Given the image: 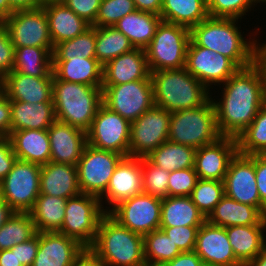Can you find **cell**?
Masks as SVG:
<instances>
[{"label": "cell", "mask_w": 266, "mask_h": 266, "mask_svg": "<svg viewBox=\"0 0 266 266\" xmlns=\"http://www.w3.org/2000/svg\"><path fill=\"white\" fill-rule=\"evenodd\" d=\"M220 137L212 99L200 107L171 113L168 140L173 143L198 149Z\"/></svg>", "instance_id": "6"}, {"label": "cell", "mask_w": 266, "mask_h": 266, "mask_svg": "<svg viewBox=\"0 0 266 266\" xmlns=\"http://www.w3.org/2000/svg\"><path fill=\"white\" fill-rule=\"evenodd\" d=\"M135 10L133 0H101L95 26H114L121 18Z\"/></svg>", "instance_id": "45"}, {"label": "cell", "mask_w": 266, "mask_h": 266, "mask_svg": "<svg viewBox=\"0 0 266 266\" xmlns=\"http://www.w3.org/2000/svg\"><path fill=\"white\" fill-rule=\"evenodd\" d=\"M266 217L256 225L226 227V234L236 259L247 266L266 247Z\"/></svg>", "instance_id": "26"}, {"label": "cell", "mask_w": 266, "mask_h": 266, "mask_svg": "<svg viewBox=\"0 0 266 266\" xmlns=\"http://www.w3.org/2000/svg\"><path fill=\"white\" fill-rule=\"evenodd\" d=\"M51 162L77 166L87 144L86 132L55 120L48 129Z\"/></svg>", "instance_id": "22"}, {"label": "cell", "mask_w": 266, "mask_h": 266, "mask_svg": "<svg viewBox=\"0 0 266 266\" xmlns=\"http://www.w3.org/2000/svg\"><path fill=\"white\" fill-rule=\"evenodd\" d=\"M65 0H40L41 7L52 3H63Z\"/></svg>", "instance_id": "64"}, {"label": "cell", "mask_w": 266, "mask_h": 266, "mask_svg": "<svg viewBox=\"0 0 266 266\" xmlns=\"http://www.w3.org/2000/svg\"><path fill=\"white\" fill-rule=\"evenodd\" d=\"M0 266H23L17 257V245L0 251Z\"/></svg>", "instance_id": "58"}, {"label": "cell", "mask_w": 266, "mask_h": 266, "mask_svg": "<svg viewBox=\"0 0 266 266\" xmlns=\"http://www.w3.org/2000/svg\"><path fill=\"white\" fill-rule=\"evenodd\" d=\"M237 152L236 138L225 136L196 149L194 170L198 179L223 181L229 163Z\"/></svg>", "instance_id": "18"}, {"label": "cell", "mask_w": 266, "mask_h": 266, "mask_svg": "<svg viewBox=\"0 0 266 266\" xmlns=\"http://www.w3.org/2000/svg\"><path fill=\"white\" fill-rule=\"evenodd\" d=\"M10 99L0 90V139L9 138L11 133Z\"/></svg>", "instance_id": "54"}, {"label": "cell", "mask_w": 266, "mask_h": 266, "mask_svg": "<svg viewBox=\"0 0 266 266\" xmlns=\"http://www.w3.org/2000/svg\"><path fill=\"white\" fill-rule=\"evenodd\" d=\"M257 0H207V11L210 17L242 19Z\"/></svg>", "instance_id": "46"}, {"label": "cell", "mask_w": 266, "mask_h": 266, "mask_svg": "<svg viewBox=\"0 0 266 266\" xmlns=\"http://www.w3.org/2000/svg\"><path fill=\"white\" fill-rule=\"evenodd\" d=\"M223 95L212 102L221 136L238 138L266 103L261 71L254 63L238 69L224 84Z\"/></svg>", "instance_id": "1"}, {"label": "cell", "mask_w": 266, "mask_h": 266, "mask_svg": "<svg viewBox=\"0 0 266 266\" xmlns=\"http://www.w3.org/2000/svg\"><path fill=\"white\" fill-rule=\"evenodd\" d=\"M189 42L190 29L161 20L145 48L149 71L184 68Z\"/></svg>", "instance_id": "7"}, {"label": "cell", "mask_w": 266, "mask_h": 266, "mask_svg": "<svg viewBox=\"0 0 266 266\" xmlns=\"http://www.w3.org/2000/svg\"><path fill=\"white\" fill-rule=\"evenodd\" d=\"M265 217L257 207L240 203L225 195L206 220L213 225L226 228L237 225H256Z\"/></svg>", "instance_id": "31"}, {"label": "cell", "mask_w": 266, "mask_h": 266, "mask_svg": "<svg viewBox=\"0 0 266 266\" xmlns=\"http://www.w3.org/2000/svg\"><path fill=\"white\" fill-rule=\"evenodd\" d=\"M247 266H266V247Z\"/></svg>", "instance_id": "63"}, {"label": "cell", "mask_w": 266, "mask_h": 266, "mask_svg": "<svg viewBox=\"0 0 266 266\" xmlns=\"http://www.w3.org/2000/svg\"><path fill=\"white\" fill-rule=\"evenodd\" d=\"M71 266H107L97 255L90 249L84 248L76 257Z\"/></svg>", "instance_id": "56"}, {"label": "cell", "mask_w": 266, "mask_h": 266, "mask_svg": "<svg viewBox=\"0 0 266 266\" xmlns=\"http://www.w3.org/2000/svg\"><path fill=\"white\" fill-rule=\"evenodd\" d=\"M136 10L160 15L162 0H133Z\"/></svg>", "instance_id": "57"}, {"label": "cell", "mask_w": 266, "mask_h": 266, "mask_svg": "<svg viewBox=\"0 0 266 266\" xmlns=\"http://www.w3.org/2000/svg\"><path fill=\"white\" fill-rule=\"evenodd\" d=\"M17 159L47 164L51 161V146L48 130H17L9 135Z\"/></svg>", "instance_id": "27"}, {"label": "cell", "mask_w": 266, "mask_h": 266, "mask_svg": "<svg viewBox=\"0 0 266 266\" xmlns=\"http://www.w3.org/2000/svg\"><path fill=\"white\" fill-rule=\"evenodd\" d=\"M43 8L48 18L49 34L54 46L81 35L91 27L64 3H52Z\"/></svg>", "instance_id": "30"}, {"label": "cell", "mask_w": 266, "mask_h": 266, "mask_svg": "<svg viewBox=\"0 0 266 266\" xmlns=\"http://www.w3.org/2000/svg\"><path fill=\"white\" fill-rule=\"evenodd\" d=\"M132 49L129 39L114 26H96L95 57L102 66Z\"/></svg>", "instance_id": "38"}, {"label": "cell", "mask_w": 266, "mask_h": 266, "mask_svg": "<svg viewBox=\"0 0 266 266\" xmlns=\"http://www.w3.org/2000/svg\"><path fill=\"white\" fill-rule=\"evenodd\" d=\"M200 226L160 227L182 252L195 249L197 233Z\"/></svg>", "instance_id": "48"}, {"label": "cell", "mask_w": 266, "mask_h": 266, "mask_svg": "<svg viewBox=\"0 0 266 266\" xmlns=\"http://www.w3.org/2000/svg\"><path fill=\"white\" fill-rule=\"evenodd\" d=\"M196 149L169 140L162 143L146 158L155 166L168 172L194 168Z\"/></svg>", "instance_id": "37"}, {"label": "cell", "mask_w": 266, "mask_h": 266, "mask_svg": "<svg viewBox=\"0 0 266 266\" xmlns=\"http://www.w3.org/2000/svg\"><path fill=\"white\" fill-rule=\"evenodd\" d=\"M257 1H258L259 3H262V2H263V3H264V2L266 3V0H257Z\"/></svg>", "instance_id": "66"}, {"label": "cell", "mask_w": 266, "mask_h": 266, "mask_svg": "<svg viewBox=\"0 0 266 266\" xmlns=\"http://www.w3.org/2000/svg\"><path fill=\"white\" fill-rule=\"evenodd\" d=\"M194 252L203 264L211 266H243L235 257L226 228L207 220L199 227Z\"/></svg>", "instance_id": "20"}, {"label": "cell", "mask_w": 266, "mask_h": 266, "mask_svg": "<svg viewBox=\"0 0 266 266\" xmlns=\"http://www.w3.org/2000/svg\"><path fill=\"white\" fill-rule=\"evenodd\" d=\"M258 51L266 58V43L262 45L258 43Z\"/></svg>", "instance_id": "65"}, {"label": "cell", "mask_w": 266, "mask_h": 266, "mask_svg": "<svg viewBox=\"0 0 266 266\" xmlns=\"http://www.w3.org/2000/svg\"><path fill=\"white\" fill-rule=\"evenodd\" d=\"M52 102L56 120L87 132L102 103V87L66 82L53 77Z\"/></svg>", "instance_id": "5"}, {"label": "cell", "mask_w": 266, "mask_h": 266, "mask_svg": "<svg viewBox=\"0 0 266 266\" xmlns=\"http://www.w3.org/2000/svg\"><path fill=\"white\" fill-rule=\"evenodd\" d=\"M254 168L259 197L266 207V154L254 155Z\"/></svg>", "instance_id": "52"}, {"label": "cell", "mask_w": 266, "mask_h": 266, "mask_svg": "<svg viewBox=\"0 0 266 266\" xmlns=\"http://www.w3.org/2000/svg\"><path fill=\"white\" fill-rule=\"evenodd\" d=\"M13 11L41 8L40 0H7Z\"/></svg>", "instance_id": "59"}, {"label": "cell", "mask_w": 266, "mask_h": 266, "mask_svg": "<svg viewBox=\"0 0 266 266\" xmlns=\"http://www.w3.org/2000/svg\"><path fill=\"white\" fill-rule=\"evenodd\" d=\"M161 20L160 15L135 10L121 18L114 27L129 39L134 48L145 49Z\"/></svg>", "instance_id": "33"}, {"label": "cell", "mask_w": 266, "mask_h": 266, "mask_svg": "<svg viewBox=\"0 0 266 266\" xmlns=\"http://www.w3.org/2000/svg\"><path fill=\"white\" fill-rule=\"evenodd\" d=\"M203 261L194 252H182L173 260L166 262L162 266H201Z\"/></svg>", "instance_id": "55"}, {"label": "cell", "mask_w": 266, "mask_h": 266, "mask_svg": "<svg viewBox=\"0 0 266 266\" xmlns=\"http://www.w3.org/2000/svg\"><path fill=\"white\" fill-rule=\"evenodd\" d=\"M80 193L77 166L51 161L41 165L40 194L68 199Z\"/></svg>", "instance_id": "25"}, {"label": "cell", "mask_w": 266, "mask_h": 266, "mask_svg": "<svg viewBox=\"0 0 266 266\" xmlns=\"http://www.w3.org/2000/svg\"><path fill=\"white\" fill-rule=\"evenodd\" d=\"M84 248L58 231L38 232V251L32 266H71Z\"/></svg>", "instance_id": "21"}, {"label": "cell", "mask_w": 266, "mask_h": 266, "mask_svg": "<svg viewBox=\"0 0 266 266\" xmlns=\"http://www.w3.org/2000/svg\"><path fill=\"white\" fill-rule=\"evenodd\" d=\"M170 172L153 165L146 157L142 158L143 192L161 199L169 196L168 180Z\"/></svg>", "instance_id": "44"}, {"label": "cell", "mask_w": 266, "mask_h": 266, "mask_svg": "<svg viewBox=\"0 0 266 266\" xmlns=\"http://www.w3.org/2000/svg\"><path fill=\"white\" fill-rule=\"evenodd\" d=\"M236 140L240 154H266V103Z\"/></svg>", "instance_id": "42"}, {"label": "cell", "mask_w": 266, "mask_h": 266, "mask_svg": "<svg viewBox=\"0 0 266 266\" xmlns=\"http://www.w3.org/2000/svg\"><path fill=\"white\" fill-rule=\"evenodd\" d=\"M198 181L194 168L170 172L168 180L169 196H190Z\"/></svg>", "instance_id": "47"}, {"label": "cell", "mask_w": 266, "mask_h": 266, "mask_svg": "<svg viewBox=\"0 0 266 266\" xmlns=\"http://www.w3.org/2000/svg\"><path fill=\"white\" fill-rule=\"evenodd\" d=\"M52 83L53 77H33L12 71L1 80V91L10 100L52 102Z\"/></svg>", "instance_id": "23"}, {"label": "cell", "mask_w": 266, "mask_h": 266, "mask_svg": "<svg viewBox=\"0 0 266 266\" xmlns=\"http://www.w3.org/2000/svg\"><path fill=\"white\" fill-rule=\"evenodd\" d=\"M13 12L7 0H0V22L7 19Z\"/></svg>", "instance_id": "62"}, {"label": "cell", "mask_w": 266, "mask_h": 266, "mask_svg": "<svg viewBox=\"0 0 266 266\" xmlns=\"http://www.w3.org/2000/svg\"><path fill=\"white\" fill-rule=\"evenodd\" d=\"M160 16L163 21L191 29L209 16L207 0H162Z\"/></svg>", "instance_id": "34"}, {"label": "cell", "mask_w": 266, "mask_h": 266, "mask_svg": "<svg viewBox=\"0 0 266 266\" xmlns=\"http://www.w3.org/2000/svg\"><path fill=\"white\" fill-rule=\"evenodd\" d=\"M11 132L17 130H48L56 120L53 102L29 103L10 100Z\"/></svg>", "instance_id": "28"}, {"label": "cell", "mask_w": 266, "mask_h": 266, "mask_svg": "<svg viewBox=\"0 0 266 266\" xmlns=\"http://www.w3.org/2000/svg\"><path fill=\"white\" fill-rule=\"evenodd\" d=\"M17 160L13 152L12 144L9 138L0 139V182L11 171L13 164Z\"/></svg>", "instance_id": "51"}, {"label": "cell", "mask_w": 266, "mask_h": 266, "mask_svg": "<svg viewBox=\"0 0 266 266\" xmlns=\"http://www.w3.org/2000/svg\"><path fill=\"white\" fill-rule=\"evenodd\" d=\"M201 266H211V265H209V264H202Z\"/></svg>", "instance_id": "67"}, {"label": "cell", "mask_w": 266, "mask_h": 266, "mask_svg": "<svg viewBox=\"0 0 266 266\" xmlns=\"http://www.w3.org/2000/svg\"><path fill=\"white\" fill-rule=\"evenodd\" d=\"M10 35L14 48L33 46L54 48L43 7L14 11L2 22Z\"/></svg>", "instance_id": "15"}, {"label": "cell", "mask_w": 266, "mask_h": 266, "mask_svg": "<svg viewBox=\"0 0 266 266\" xmlns=\"http://www.w3.org/2000/svg\"><path fill=\"white\" fill-rule=\"evenodd\" d=\"M14 212L15 211L0 196V228Z\"/></svg>", "instance_id": "60"}, {"label": "cell", "mask_w": 266, "mask_h": 266, "mask_svg": "<svg viewBox=\"0 0 266 266\" xmlns=\"http://www.w3.org/2000/svg\"><path fill=\"white\" fill-rule=\"evenodd\" d=\"M185 68L208 89L213 84H224L239 69L228 57L197 46L191 40L187 48Z\"/></svg>", "instance_id": "17"}, {"label": "cell", "mask_w": 266, "mask_h": 266, "mask_svg": "<svg viewBox=\"0 0 266 266\" xmlns=\"http://www.w3.org/2000/svg\"><path fill=\"white\" fill-rule=\"evenodd\" d=\"M150 75L145 49L134 48L103 66V84L119 85L146 79Z\"/></svg>", "instance_id": "24"}, {"label": "cell", "mask_w": 266, "mask_h": 266, "mask_svg": "<svg viewBox=\"0 0 266 266\" xmlns=\"http://www.w3.org/2000/svg\"><path fill=\"white\" fill-rule=\"evenodd\" d=\"M96 26H91L84 33L54 46L52 60H69L71 58H96Z\"/></svg>", "instance_id": "41"}, {"label": "cell", "mask_w": 266, "mask_h": 266, "mask_svg": "<svg viewBox=\"0 0 266 266\" xmlns=\"http://www.w3.org/2000/svg\"><path fill=\"white\" fill-rule=\"evenodd\" d=\"M254 63L261 71L264 83V93L266 97V58L257 50Z\"/></svg>", "instance_id": "61"}, {"label": "cell", "mask_w": 266, "mask_h": 266, "mask_svg": "<svg viewBox=\"0 0 266 266\" xmlns=\"http://www.w3.org/2000/svg\"><path fill=\"white\" fill-rule=\"evenodd\" d=\"M41 165L17 159L0 182V196L15 212H29L40 195Z\"/></svg>", "instance_id": "10"}, {"label": "cell", "mask_w": 266, "mask_h": 266, "mask_svg": "<svg viewBox=\"0 0 266 266\" xmlns=\"http://www.w3.org/2000/svg\"><path fill=\"white\" fill-rule=\"evenodd\" d=\"M52 72L58 80L102 87L103 66L96 58L52 60Z\"/></svg>", "instance_id": "29"}, {"label": "cell", "mask_w": 266, "mask_h": 266, "mask_svg": "<svg viewBox=\"0 0 266 266\" xmlns=\"http://www.w3.org/2000/svg\"><path fill=\"white\" fill-rule=\"evenodd\" d=\"M53 50L54 48L33 46L15 48L13 71L33 77H54Z\"/></svg>", "instance_id": "35"}, {"label": "cell", "mask_w": 266, "mask_h": 266, "mask_svg": "<svg viewBox=\"0 0 266 266\" xmlns=\"http://www.w3.org/2000/svg\"><path fill=\"white\" fill-rule=\"evenodd\" d=\"M140 193H143L142 158L126 156L116 166L106 192L100 197L101 205L105 198L107 205H111L104 209L108 213L111 207Z\"/></svg>", "instance_id": "19"}, {"label": "cell", "mask_w": 266, "mask_h": 266, "mask_svg": "<svg viewBox=\"0 0 266 266\" xmlns=\"http://www.w3.org/2000/svg\"><path fill=\"white\" fill-rule=\"evenodd\" d=\"M102 103L132 123L154 104L151 76L119 85H102Z\"/></svg>", "instance_id": "9"}, {"label": "cell", "mask_w": 266, "mask_h": 266, "mask_svg": "<svg viewBox=\"0 0 266 266\" xmlns=\"http://www.w3.org/2000/svg\"><path fill=\"white\" fill-rule=\"evenodd\" d=\"M63 3L77 16L83 18L91 26H95L101 0H65Z\"/></svg>", "instance_id": "50"}, {"label": "cell", "mask_w": 266, "mask_h": 266, "mask_svg": "<svg viewBox=\"0 0 266 266\" xmlns=\"http://www.w3.org/2000/svg\"><path fill=\"white\" fill-rule=\"evenodd\" d=\"M131 123L103 104L86 132L87 144L100 150L129 156Z\"/></svg>", "instance_id": "12"}, {"label": "cell", "mask_w": 266, "mask_h": 266, "mask_svg": "<svg viewBox=\"0 0 266 266\" xmlns=\"http://www.w3.org/2000/svg\"><path fill=\"white\" fill-rule=\"evenodd\" d=\"M154 104L169 113L200 107L211 99L210 90L187 69L150 72Z\"/></svg>", "instance_id": "3"}, {"label": "cell", "mask_w": 266, "mask_h": 266, "mask_svg": "<svg viewBox=\"0 0 266 266\" xmlns=\"http://www.w3.org/2000/svg\"><path fill=\"white\" fill-rule=\"evenodd\" d=\"M143 240L146 266H162L182 253L162 229L145 234Z\"/></svg>", "instance_id": "40"}, {"label": "cell", "mask_w": 266, "mask_h": 266, "mask_svg": "<svg viewBox=\"0 0 266 266\" xmlns=\"http://www.w3.org/2000/svg\"><path fill=\"white\" fill-rule=\"evenodd\" d=\"M237 22L236 18L208 16L190 29V40L228 57L239 69L249 67L254 64L258 42L244 40Z\"/></svg>", "instance_id": "2"}, {"label": "cell", "mask_w": 266, "mask_h": 266, "mask_svg": "<svg viewBox=\"0 0 266 266\" xmlns=\"http://www.w3.org/2000/svg\"><path fill=\"white\" fill-rule=\"evenodd\" d=\"M123 157L119 153L86 144L77 163L81 193L100 198L106 192L111 176Z\"/></svg>", "instance_id": "11"}, {"label": "cell", "mask_w": 266, "mask_h": 266, "mask_svg": "<svg viewBox=\"0 0 266 266\" xmlns=\"http://www.w3.org/2000/svg\"><path fill=\"white\" fill-rule=\"evenodd\" d=\"M100 198L80 193L68 198L65 217L58 231L78 241L85 248H90L97 236L101 218L106 214Z\"/></svg>", "instance_id": "8"}, {"label": "cell", "mask_w": 266, "mask_h": 266, "mask_svg": "<svg viewBox=\"0 0 266 266\" xmlns=\"http://www.w3.org/2000/svg\"><path fill=\"white\" fill-rule=\"evenodd\" d=\"M225 196L223 181L198 179L190 197L207 218L216 204Z\"/></svg>", "instance_id": "43"}, {"label": "cell", "mask_w": 266, "mask_h": 266, "mask_svg": "<svg viewBox=\"0 0 266 266\" xmlns=\"http://www.w3.org/2000/svg\"><path fill=\"white\" fill-rule=\"evenodd\" d=\"M206 217L190 196H168L162 199L160 227L201 226Z\"/></svg>", "instance_id": "32"}, {"label": "cell", "mask_w": 266, "mask_h": 266, "mask_svg": "<svg viewBox=\"0 0 266 266\" xmlns=\"http://www.w3.org/2000/svg\"><path fill=\"white\" fill-rule=\"evenodd\" d=\"M162 199L140 193L111 208L108 214L120 225L142 236L160 229Z\"/></svg>", "instance_id": "13"}, {"label": "cell", "mask_w": 266, "mask_h": 266, "mask_svg": "<svg viewBox=\"0 0 266 266\" xmlns=\"http://www.w3.org/2000/svg\"><path fill=\"white\" fill-rule=\"evenodd\" d=\"M171 113L153 106L131 123L129 156L143 158L168 140Z\"/></svg>", "instance_id": "14"}, {"label": "cell", "mask_w": 266, "mask_h": 266, "mask_svg": "<svg viewBox=\"0 0 266 266\" xmlns=\"http://www.w3.org/2000/svg\"><path fill=\"white\" fill-rule=\"evenodd\" d=\"M15 48L6 26L0 22V80L13 71Z\"/></svg>", "instance_id": "49"}, {"label": "cell", "mask_w": 266, "mask_h": 266, "mask_svg": "<svg viewBox=\"0 0 266 266\" xmlns=\"http://www.w3.org/2000/svg\"><path fill=\"white\" fill-rule=\"evenodd\" d=\"M66 198L40 194L29 211L37 232L61 229L65 217Z\"/></svg>", "instance_id": "36"}, {"label": "cell", "mask_w": 266, "mask_h": 266, "mask_svg": "<svg viewBox=\"0 0 266 266\" xmlns=\"http://www.w3.org/2000/svg\"><path fill=\"white\" fill-rule=\"evenodd\" d=\"M90 249L107 266H146L143 236L120 225L108 213L101 218Z\"/></svg>", "instance_id": "4"}, {"label": "cell", "mask_w": 266, "mask_h": 266, "mask_svg": "<svg viewBox=\"0 0 266 266\" xmlns=\"http://www.w3.org/2000/svg\"><path fill=\"white\" fill-rule=\"evenodd\" d=\"M225 195L235 201L257 207L266 216L256 185L254 155L236 153L223 180Z\"/></svg>", "instance_id": "16"}, {"label": "cell", "mask_w": 266, "mask_h": 266, "mask_svg": "<svg viewBox=\"0 0 266 266\" xmlns=\"http://www.w3.org/2000/svg\"><path fill=\"white\" fill-rule=\"evenodd\" d=\"M38 251V232L28 241L17 244V257L18 261L23 266H32Z\"/></svg>", "instance_id": "53"}, {"label": "cell", "mask_w": 266, "mask_h": 266, "mask_svg": "<svg viewBox=\"0 0 266 266\" xmlns=\"http://www.w3.org/2000/svg\"><path fill=\"white\" fill-rule=\"evenodd\" d=\"M36 234L29 212H14L0 228V251L28 241Z\"/></svg>", "instance_id": "39"}]
</instances>
